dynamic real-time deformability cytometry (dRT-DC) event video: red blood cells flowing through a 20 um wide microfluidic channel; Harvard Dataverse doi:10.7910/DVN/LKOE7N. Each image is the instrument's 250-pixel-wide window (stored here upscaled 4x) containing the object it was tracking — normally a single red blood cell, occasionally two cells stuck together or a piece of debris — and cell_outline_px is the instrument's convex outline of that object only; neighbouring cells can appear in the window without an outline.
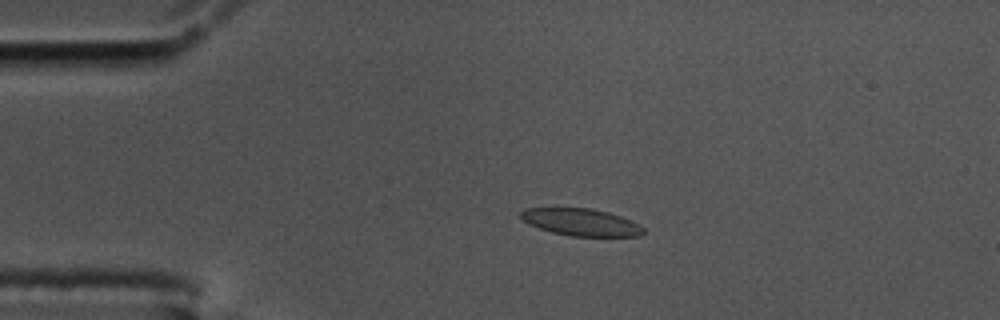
{"species": "common noctule bat (a hibernating species)", "species_latin": "Nyctalus noctula", "temperature_condition": "cold", "stored_images_in_passage": 17, "camera_frame_rate_fps": 3000, "um_per_image_px": 0.085, "animal": {"sex": "male", "body_mass_g": 17.5, "forearm_length_mm": 52.3}, "frame": {"image": 1, "passage_image": 10, "time_ms": 3.0, "image_size_px": [1000, 320], "cell_outline_px": [[644, 232], [640, 236], [572, 236], [552, 232], [528, 224], [520, 216], [520, 212], [524, 208], [592, 208], [608, 212], [632, 220], [640, 224], [644, 228]], "centroid_in_image_um": [49.41, 18.88], "position_along_channel_um": 35.6, "area_um2": 19.42}}